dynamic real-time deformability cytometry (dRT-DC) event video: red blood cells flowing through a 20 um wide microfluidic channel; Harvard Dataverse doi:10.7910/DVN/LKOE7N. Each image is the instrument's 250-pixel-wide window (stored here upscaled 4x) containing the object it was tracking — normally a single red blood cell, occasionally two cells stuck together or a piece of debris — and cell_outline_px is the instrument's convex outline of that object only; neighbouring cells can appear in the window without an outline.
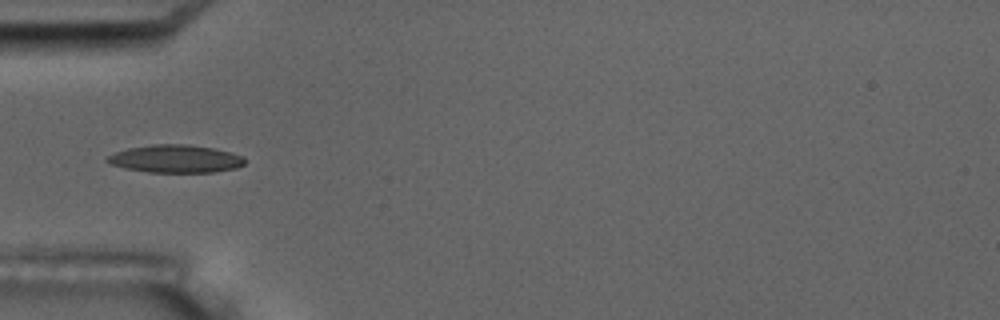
{"species": "common noctule bat (a hibernating species)", "species_latin": "Nyctalus noctula", "temperature_condition": "room temperature", "stored_images_in_passage": 17, "camera_frame_rate_fps": 3000, "um_per_image_px": 0.085, "animal": {"sex": "male", "body_mass_g": 17.5, "forearm_length_mm": 52.3}, "frame": {"image": 1, "passage_image": 6, "time_ms": 5.667, "image_size_px": [1000, 320], "cell_outline_px": [[244, 164], [236, 168], [212, 172], [148, 172], [124, 168], [108, 164], [104, 160], [108, 156], [116, 152], [128, 148], [152, 144], [188, 144], [212, 148], [244, 156]], "centroid_in_image_um": [14.87, 13.5], "position_along_channel_um": 70.1, "area_um2": 22.25}, "authors_computed_cell_mechanics": {"area_um2": 20.6346, "velocity_mm_per_s": 3.457, "shape_relaxation_time_tau1_ms": 3.5003, "shape_relaxation_time_tau2_ms": 1.3435, "deformation_change_tau1": 0.1167, "deformation_change_tau2": 0.0667}}